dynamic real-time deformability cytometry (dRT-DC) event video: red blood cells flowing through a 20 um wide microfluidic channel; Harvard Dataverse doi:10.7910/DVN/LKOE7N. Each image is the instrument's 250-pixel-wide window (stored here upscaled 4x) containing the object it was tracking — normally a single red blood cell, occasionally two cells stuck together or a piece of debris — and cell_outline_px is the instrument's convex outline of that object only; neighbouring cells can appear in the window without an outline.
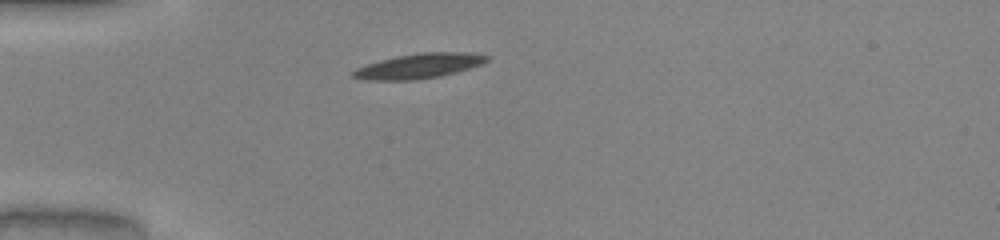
{"species": "common noctule bat (a hibernating species)", "species_latin": "Nyctalus noctula", "temperature_condition": "warm", "stored_images_in_passage": 38, "camera_frame_rate_fps": 3000, "um_per_image_px": 0.085, "animal": {"sex": "male", "body_mass_g": 20.0, "forearm_length_mm": 53.3}, "frame": {"image": 1, "passage_image": 1, "time_ms": 0.0, "image_size_px": [1000, 240], "cell_outline_px": [[492, 56], [484, 64], [456, 72], [440, 76], [416, 80], [364, 80], [352, 76], [352, 72], [356, 68], [380, 60], [396, 56], [416, 52], [468, 52]], "centroid_in_image_um": [35.66, 5.6], "position_along_channel_um": 49.3, "area_um2": 19.59}}
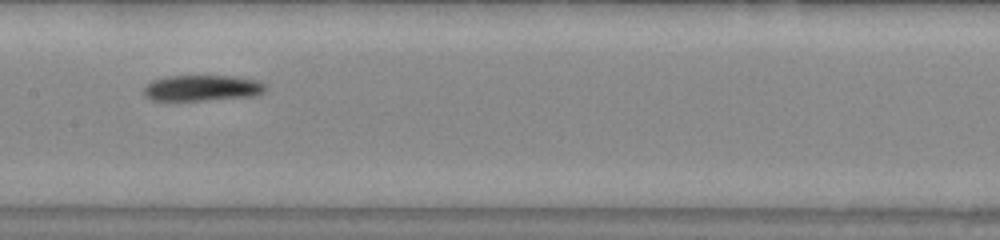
{"frame": {"image": 2, "passage_image": 13, "time_ms": 4.0, "image_size_px": [1000, 240], "cell_outline_px": [[268, 88], [264, 92], [256, 96], [204, 100], [152, 100], [144, 96], [144, 88], [152, 80], [164, 76], [232, 76], [256, 80], [264, 84]], "centroid_in_image_um": [17.19, 7.48], "position_along_channel_um": 190.2, "area_um2": 18.38}}
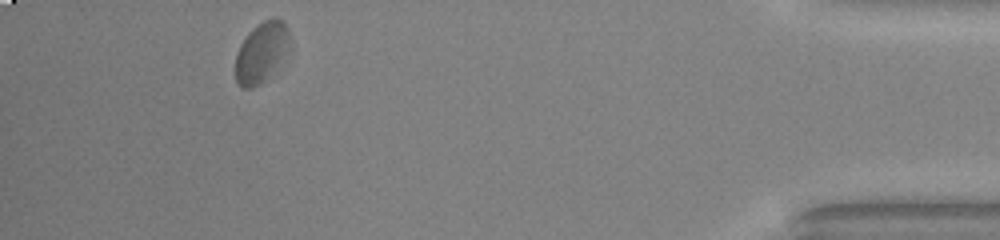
{"frame": {"image": 3, "passage_image": 34, "time_ms": 11.0, "image_size_px": [1000, 240], "cell_outline_px": [[292, 48], [264, 80], [252, 88], [244, 88], [236, 84], [236, 52], [240, 44], [248, 32], [252, 28], [264, 20], [276, 16], [284, 20], [288, 28]], "centroid_in_image_um": [22.25, 4.39], "position_along_channel_um": 412.9, "area_um2": 19.36}, "authors_computed_cell_mechanics": {"area_um2": 19.2474, "velocity_mm_per_s": 3.9938, "shape_relaxation_time_tau1_ms": 11.2181, "shape_relaxation_time_tau2_ms": null, "deformation_change_tau1": 0.2171, "deformation_change_tau2": null}}